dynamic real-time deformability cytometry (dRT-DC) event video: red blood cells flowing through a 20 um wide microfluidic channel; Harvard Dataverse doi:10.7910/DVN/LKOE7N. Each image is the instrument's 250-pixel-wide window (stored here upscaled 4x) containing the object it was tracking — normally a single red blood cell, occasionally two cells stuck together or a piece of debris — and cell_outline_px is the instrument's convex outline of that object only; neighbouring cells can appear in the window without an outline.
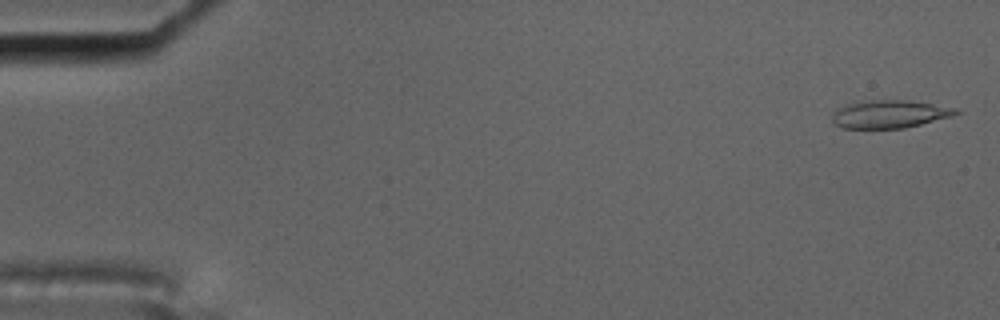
{"species": "common noctule bat (a hibernating species)", "species_latin": "Nyctalus noctula", "temperature_condition": "cold", "stored_images_in_passage": 10, "camera_frame_rate_fps": 3000, "um_per_image_px": 0.085, "animal": {"sex": "male", "body_mass_g": 17.5, "forearm_length_mm": 52.3}, "frame": {"image": 1, "passage_image": 2, "time_ms": 0.333, "image_size_px": [1000, 320], "cell_outline_px": [[960, 112], [948, 116], [920, 124], [904, 128], [844, 128], [832, 124], [832, 112], [836, 108], [852, 100], [908, 100], [956, 108]], "centroid_in_image_um": [75.46, 9.68], "position_along_channel_um": 9.5, "area_um2": 20.23}}